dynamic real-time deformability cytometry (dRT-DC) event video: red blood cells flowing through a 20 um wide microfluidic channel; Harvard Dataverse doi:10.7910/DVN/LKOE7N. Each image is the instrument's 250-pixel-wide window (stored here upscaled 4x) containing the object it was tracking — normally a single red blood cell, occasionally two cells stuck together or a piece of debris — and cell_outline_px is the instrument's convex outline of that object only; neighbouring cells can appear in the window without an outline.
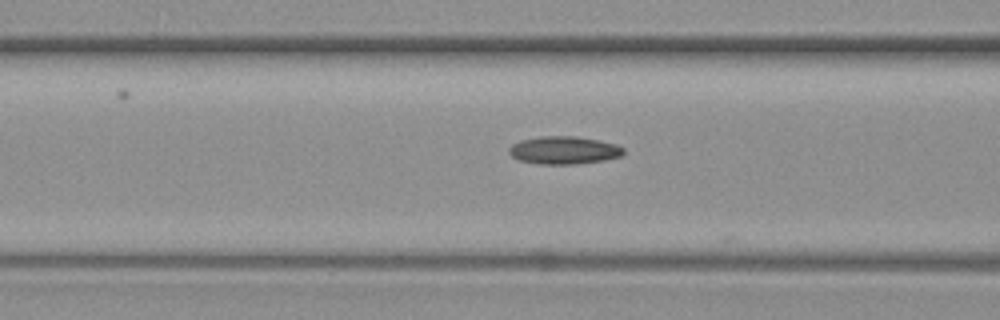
{"species": "common noctule bat (a hibernating species)", "species_latin": "Nyctalus noctula", "temperature_condition": "warm", "stored_images_in_passage": 16, "camera_frame_rate_fps": 3000, "um_per_image_px": 0.085, "animal": {"sex": "female", "body_mass_g": 19.3, "forearm_length_mm": 54.1}, "frame": {"image": 1, "passage_image": 14, "time_ms": 4.333, "image_size_px": [1000, 320], "cell_outline_px": [[624, 152], [620, 156], [604, 160], [576, 164], [540, 164], [520, 160], [512, 156], [508, 152], [508, 148], [512, 144], [520, 140], [540, 136], [576, 136], [616, 144], [624, 148]], "centroid_in_image_um": [47.91, 12.76], "position_along_channel_um": 118.7, "area_um2": 18.5}}